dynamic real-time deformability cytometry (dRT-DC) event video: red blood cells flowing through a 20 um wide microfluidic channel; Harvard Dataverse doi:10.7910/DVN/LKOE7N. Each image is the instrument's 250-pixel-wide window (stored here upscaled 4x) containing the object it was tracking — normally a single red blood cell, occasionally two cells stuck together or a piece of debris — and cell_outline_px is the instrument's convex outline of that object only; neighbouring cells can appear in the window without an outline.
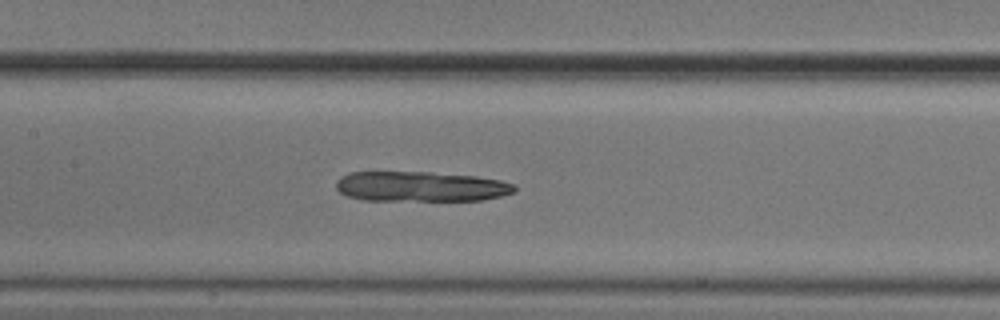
{"species": "common noctule bat (a hibernating species)", "species_latin": "Nyctalus noctula", "temperature_condition": "cold", "stored_images_in_passage": 53, "camera_frame_rate_fps": 3000, "um_per_image_px": 0.085, "animal": {"sex": "male", "body_mass_g": 20.5, "forearm_length_mm": 52.5}, "frame": {"image": 1, "passage_image": 25, "time_ms": 8.0, "image_size_px": [1000, 320], "cell_outline_px": [[516, 192], [484, 200], [364, 200], [348, 196], [340, 192], [336, 188], [336, 180], [340, 176], [348, 172], [432, 172], [476, 176], [500, 180], [516, 184]], "centroid_in_image_um": [35.77, 15.85], "position_along_channel_um": 171.6, "area_um2": 31.5}}
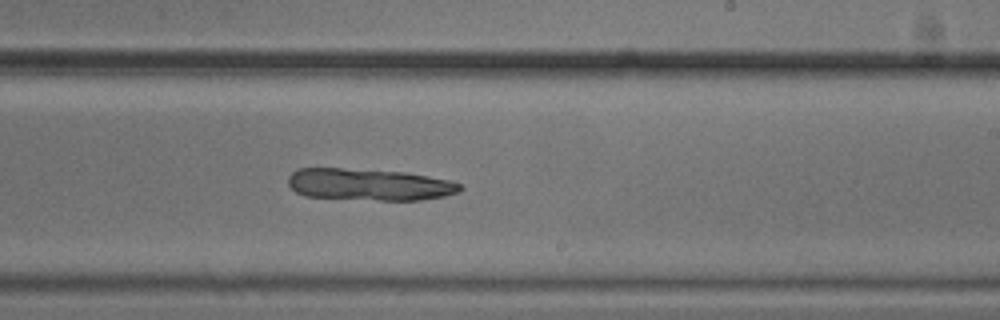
{"frame": {"image": 2, "passage_image": 32, "time_ms": 10.333, "image_size_px": [1000, 320], "cell_outline_px": [[464, 188], [460, 192], [444, 196], [420, 200], [380, 200], [304, 196], [296, 192], [288, 184], [288, 176], [296, 168], [340, 168], [404, 172], [428, 176], [448, 180], [460, 184]], "centroid_in_image_um": [31.37, 15.68], "position_along_channel_um": 257.6, "area_um2": 31.85}}
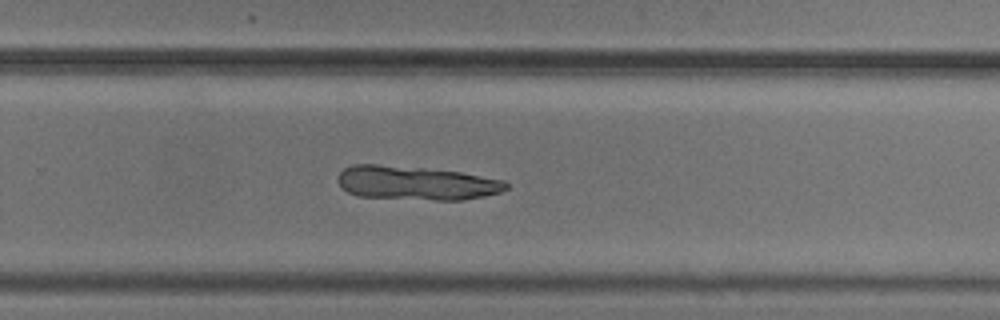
{"frame": {"image": 3, "passage_image": 35, "time_ms": 11.333, "image_size_px": [1000, 320], "cell_outline_px": [[508, 188], [500, 192], [484, 196], [464, 200], [436, 200], [356, 196], [340, 188], [336, 180], [340, 172], [344, 168], [356, 164], [376, 164], [424, 168], [460, 172], [504, 180], [508, 184]], "centroid_in_image_um": [35.34, 15.56], "position_along_channel_um": 294.5, "area_um2": 33.35}}